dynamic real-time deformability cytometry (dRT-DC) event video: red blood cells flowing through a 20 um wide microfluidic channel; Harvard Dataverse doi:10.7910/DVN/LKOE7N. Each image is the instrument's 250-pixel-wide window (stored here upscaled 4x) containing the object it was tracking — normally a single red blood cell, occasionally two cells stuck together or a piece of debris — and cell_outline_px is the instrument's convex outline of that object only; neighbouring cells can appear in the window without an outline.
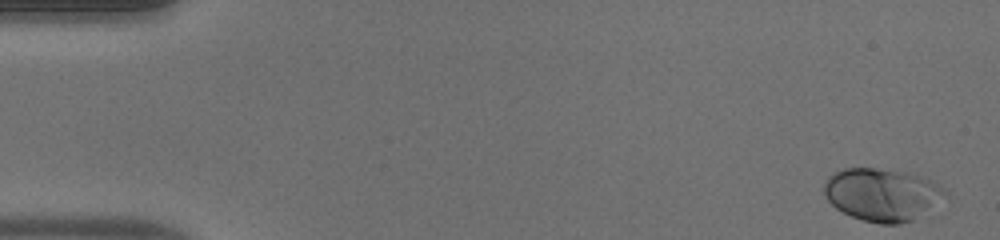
{"species": "human", "species_latin": "Homo sapiens", "temperature_condition": "warm", "stored_images_in_passage": 51, "camera_frame_rate_fps": 3000, "um_per_image_px": 0.085, "donor": {"sex": "male"}, "frame": {"image": 1, "passage_image": 1, "time_ms": 0.0, "image_size_px": [1000, 240], "cell_outline_px": [[948, 196], [916, 220], [900, 224], [880, 224], [864, 220], [852, 216], [836, 208], [824, 196], [824, 184], [828, 176], [844, 168], [876, 168], [904, 172], [928, 180], [944, 188], [948, 192]], "centroid_in_image_um": [74.99, 16.56], "position_along_channel_um": 10.0, "area_um2": 37.11}}
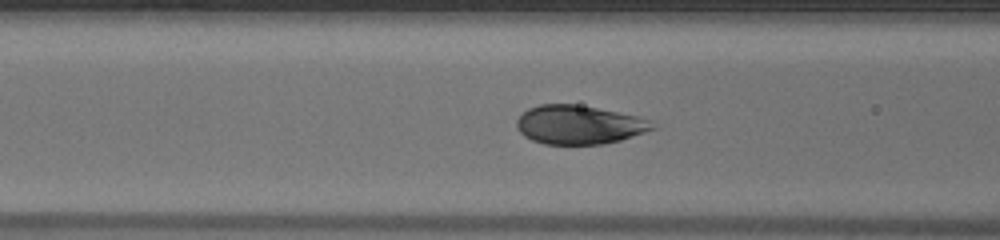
{"frame": {"image": 2, "passage_image": 20, "time_ms": 6.333, "image_size_px": [1000, 240], "cell_outline_px": [[656, 128], [620, 140], [604, 144], [544, 144], [532, 140], [524, 136], [516, 128], [516, 120], [528, 108], [540, 104], [576, 104], [636, 116], [652, 120]], "centroid_in_image_um": [49.19, 10.61], "position_along_channel_um": 117.4, "area_um2": 30.58}}
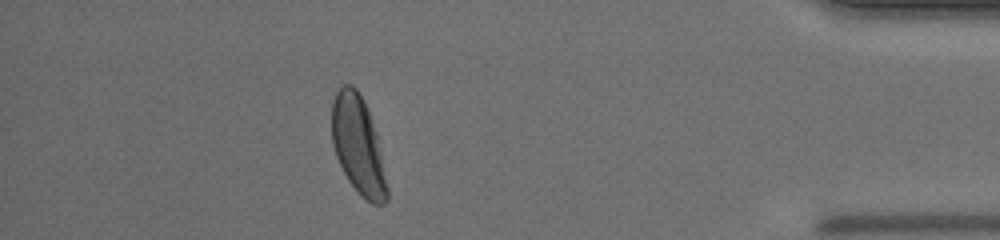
{"frame": {"image": 3, "passage_image": 45, "time_ms": 14.667, "image_size_px": [1000, 240], "cell_outline_px": [[388, 200], [384, 204], [372, 204], [348, 180], [336, 156], [332, 144], [332, 100], [336, 92], [344, 84], [352, 84], [356, 88], [364, 100], [376, 132], [388, 188]], "centroid_in_image_um": [30.43, 12.31], "position_along_channel_um": 404.8, "area_um2": 31.15}, "authors_computed_cell_mechanics": {"area_um2": 32.7148, "velocity_mm_per_s": 3.9979, "shape_relaxation_time_tau1_ms": 2.0781, "shape_relaxation_time_tau2_ms": null, "deformation_change_tau1": 0.1492, "deformation_change_tau2": null}}